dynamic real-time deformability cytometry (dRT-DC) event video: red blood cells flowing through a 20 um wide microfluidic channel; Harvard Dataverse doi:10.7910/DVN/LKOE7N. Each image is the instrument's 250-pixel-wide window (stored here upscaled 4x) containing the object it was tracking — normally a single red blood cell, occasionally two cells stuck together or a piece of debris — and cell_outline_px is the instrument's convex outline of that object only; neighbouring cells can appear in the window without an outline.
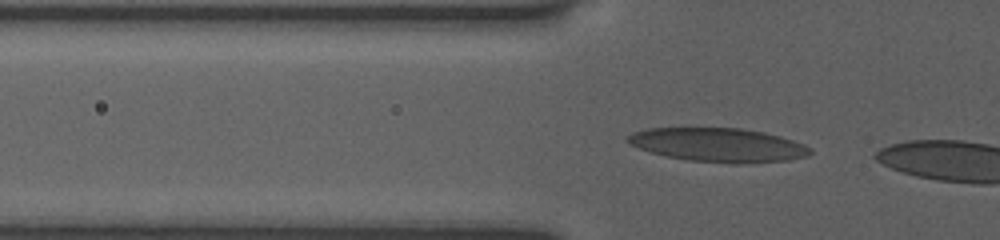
{"species": "human", "species_latin": "Homo sapiens", "temperature_condition": "room temperature", "stored_images_in_passage": 6, "camera_frame_rate_fps": 3000, "um_per_image_px": 0.085, "donor": {"sex": "female"}, "frame": {"image": 1, "passage_image": 3, "time_ms": 0.667, "image_size_px": [1000, 240], "cell_outline_px": [[812, 152], [808, 156], [788, 160], [740, 164], [736, 164], [688, 160], [664, 156], [628, 144], [624, 140], [624, 136], [632, 132], [648, 128], [740, 128], [764, 132], [780, 136], [804, 144], [812, 148]], "centroid_in_image_um": [61.03, 12.32], "position_along_channel_um": 64.8, "area_um2": 36.3}}